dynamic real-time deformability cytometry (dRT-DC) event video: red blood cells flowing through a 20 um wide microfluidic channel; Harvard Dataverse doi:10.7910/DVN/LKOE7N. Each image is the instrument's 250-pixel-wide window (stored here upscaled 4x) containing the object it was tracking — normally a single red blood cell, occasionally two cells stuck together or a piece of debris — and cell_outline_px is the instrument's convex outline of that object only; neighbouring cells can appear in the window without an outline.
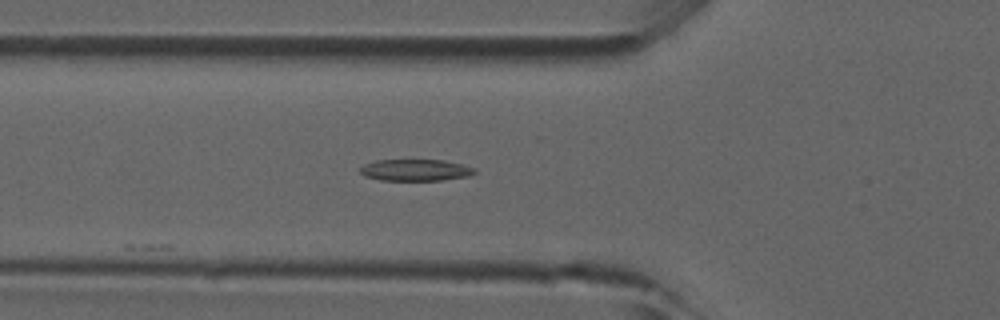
{"species": "common noctule bat (a hibernating species)", "species_latin": "Nyctalus noctula", "temperature_condition": "room temperature", "stored_images_in_passage": 12, "camera_frame_rate_fps": 3000, "um_per_image_px": 0.085, "animal": {"sex": "male", "forearm_length_mm": 52.5}, "frame": {"image": 1, "passage_image": 4, "time_ms": 1.0, "image_size_px": [1000, 320], "cell_outline_px": [[476, 172], [468, 176], [444, 180], [380, 180], [364, 176], [360, 172], [360, 168], [364, 164], [376, 160], [444, 160], [476, 168]], "centroid_in_image_um": [35.31, 14.46], "position_along_channel_um": 90.5, "area_um2": 14.39}}